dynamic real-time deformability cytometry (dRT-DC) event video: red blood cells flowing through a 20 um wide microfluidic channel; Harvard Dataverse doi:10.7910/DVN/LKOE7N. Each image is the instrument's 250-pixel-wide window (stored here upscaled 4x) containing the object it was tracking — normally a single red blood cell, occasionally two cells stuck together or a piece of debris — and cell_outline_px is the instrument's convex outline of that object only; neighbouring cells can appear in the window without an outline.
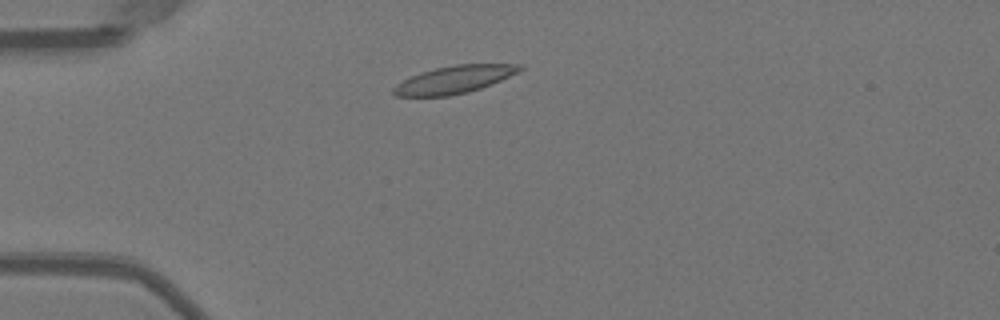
{"species": "Egyptian fruit bat (a non-hibernating species)", "species_latin": "Rousettus aegyptiacus", "temperature_condition": "warm", "stored_images_in_passage": 28, "camera_frame_rate_fps": 3000, "um_per_image_px": 0.085, "animal": {"sex": "female"}, "frame": {"image": 1, "passage_image": 1, "time_ms": 0.0, "image_size_px": [1000, 320], "cell_outline_px": [[524, 68], [520, 72], [492, 84], [468, 92], [448, 96], [396, 96], [392, 92], [392, 88], [396, 84], [420, 72], [436, 68], [456, 64], [524, 64]], "centroid_in_image_um": [38.65, 6.76], "position_along_channel_um": 46.3, "area_um2": 20.35}}
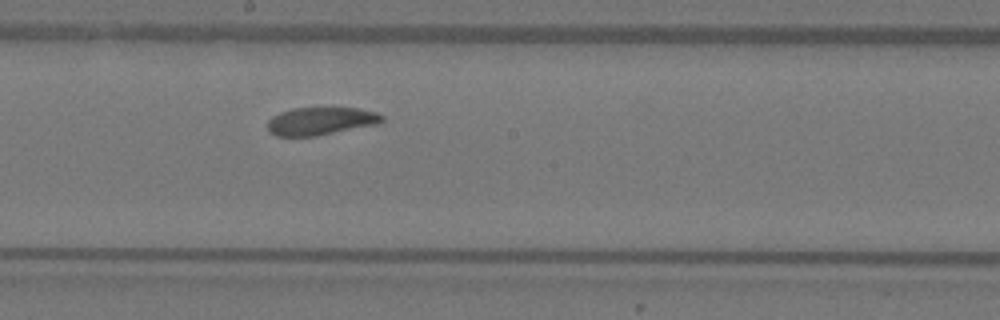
{"frame": {"image": 2, "passage_image": 16, "time_ms": 5.0, "image_size_px": [1000, 320], "cell_outline_px": [[384, 120], [376, 124], [316, 136], [276, 136], [268, 132], [268, 120], [272, 116], [280, 112], [292, 108], [356, 108], [376, 112], [384, 116]], "centroid_in_image_um": [27.22, 10.29], "position_along_channel_um": 221.0, "area_um2": 18.5}}
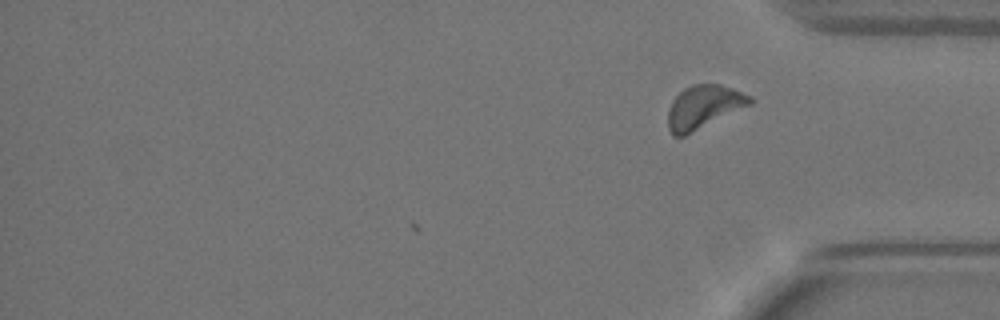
{"frame": {"image": 3, "passage_image": 28, "time_ms": 9.0, "image_size_px": [1000, 320], "cell_outline_px": [[752, 104], [684, 136], [672, 136], [668, 128], [668, 112], [672, 100], [684, 88], [692, 84], [720, 84], [732, 88], [752, 96]], "centroid_in_image_um": [59.81, 9.09], "position_along_channel_um": 375.4, "area_um2": 20.63}, "authors_computed_cell_mechanics": {"area_um2": 19.7965, "velocity_mm_per_s": 3.9229, "shape_relaxation_time_tau1_ms": 4.8585, "shape_relaxation_time_tau2_ms": 6.8961, "deformation_change_tau1": 0.1251, "deformation_change_tau2": 0.1342}}